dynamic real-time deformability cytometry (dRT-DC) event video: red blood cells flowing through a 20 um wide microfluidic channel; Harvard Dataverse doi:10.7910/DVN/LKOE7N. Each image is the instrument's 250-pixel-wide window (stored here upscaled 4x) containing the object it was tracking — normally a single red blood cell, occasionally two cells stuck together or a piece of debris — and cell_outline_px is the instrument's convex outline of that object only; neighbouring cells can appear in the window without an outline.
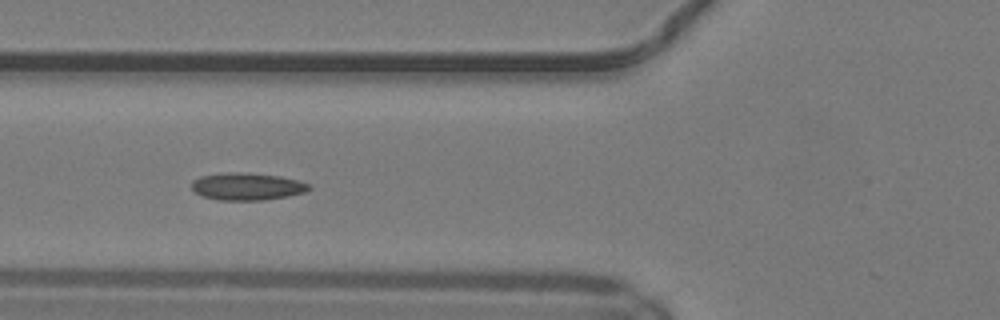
{"species": "common noctule bat (a hibernating species)", "species_latin": "Nyctalus noctula", "temperature_condition": "warm", "stored_images_in_passage": 27, "camera_frame_rate_fps": 3000, "um_per_image_px": 0.085, "animal": {"sex": "male", "body_mass_g": 19.2, "forearm_length_mm": 51.8}, "frame": {"image": 1, "passage_image": 5, "time_ms": 1.333, "image_size_px": [1000, 320], "cell_outline_px": [[312, 188], [304, 192], [288, 196], [264, 200], [220, 200], [204, 196], [196, 192], [192, 188], [192, 180], [200, 176], [224, 172], [248, 172], [280, 176], [300, 180], [308, 184]], "centroid_in_image_um": [21.02, 15.83], "position_along_channel_um": 104.8, "area_um2": 18.79}}
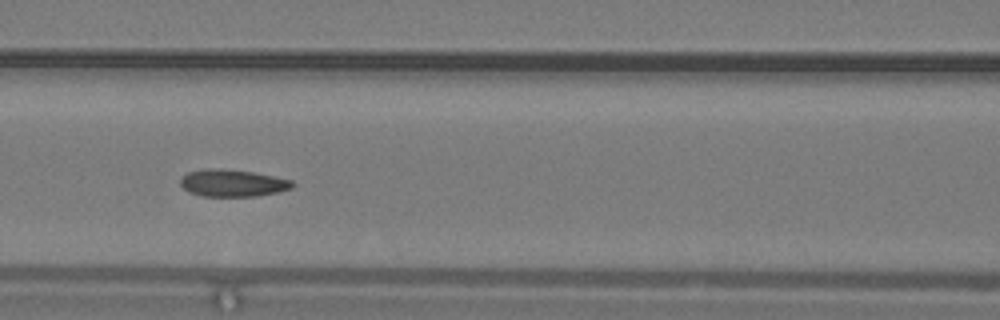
{"frame": {"image": 2, "passage_image": 8, "time_ms": 2.333, "image_size_px": [1000, 320], "cell_outline_px": [[296, 184], [292, 188], [276, 192], [256, 196], [200, 196], [184, 188], [180, 184], [180, 180], [188, 172], [208, 168], [252, 172], [292, 180]], "centroid_in_image_um": [19.79, 15.57], "position_along_channel_um": 146.8, "area_um2": 17.34}, "authors_computed_cell_mechanics": {"area_um2": 17.7446, "velocity_mm_per_s": 4.1559, "shape_relaxation_time_tau1_ms": 10.4804, "shape_relaxation_time_tau2_ms": 1.3011, "deformation_change_tau1": 0.2118, "deformation_change_tau2": 0.0722}}